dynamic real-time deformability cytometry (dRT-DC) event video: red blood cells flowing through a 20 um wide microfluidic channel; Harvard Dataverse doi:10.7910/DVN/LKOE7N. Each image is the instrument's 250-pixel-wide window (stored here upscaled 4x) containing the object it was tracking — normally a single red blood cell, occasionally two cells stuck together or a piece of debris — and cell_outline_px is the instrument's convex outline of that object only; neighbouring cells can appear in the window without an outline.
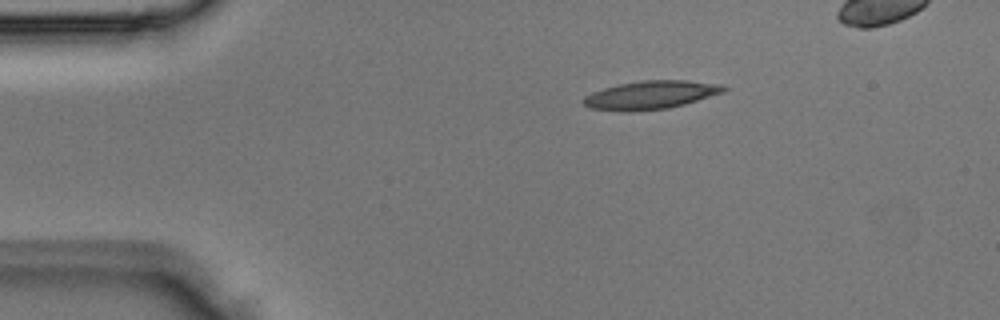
{"species": "Egyptian fruit bat (a non-hibernating species)", "species_latin": "Rousettus aegyptiacus", "temperature_condition": "room temperature", "stored_images_in_passage": 3, "camera_frame_rate_fps": 3000, "um_per_image_px": 0.085, "animal": {"sex": "male"}, "frame": {"image": 1, "passage_image": 3, "time_ms": 0.667, "image_size_px": [1000, 320], "cell_outline_px": [[728, 88], [724, 92], [684, 104], [668, 108], [624, 112], [588, 108], [580, 100], [584, 96], [592, 92], [604, 88], [620, 84], [640, 80], [684, 80], [724, 84]], "centroid_in_image_um": [55.29, 8.07], "position_along_channel_um": 29.7, "area_um2": 23.29}}